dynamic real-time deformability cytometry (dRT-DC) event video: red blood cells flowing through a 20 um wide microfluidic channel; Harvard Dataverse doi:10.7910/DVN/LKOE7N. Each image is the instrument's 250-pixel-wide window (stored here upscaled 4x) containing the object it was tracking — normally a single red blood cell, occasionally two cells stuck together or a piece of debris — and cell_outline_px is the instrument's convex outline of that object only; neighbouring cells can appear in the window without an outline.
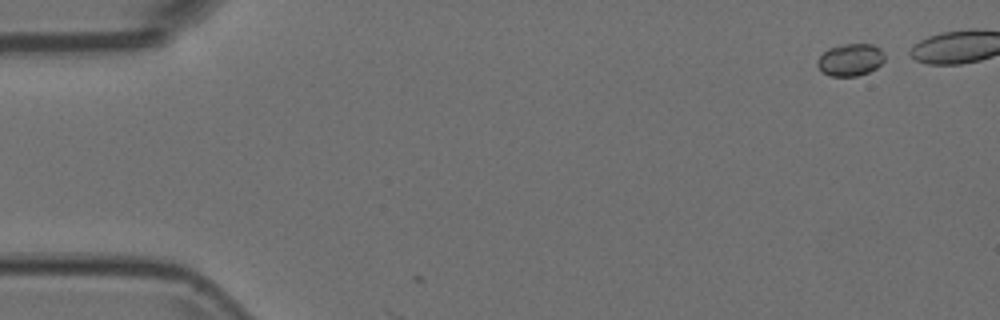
{"species": "Egyptian fruit bat (a non-hibernating species)", "species_latin": "Rousettus aegyptiacus", "temperature_condition": "room temperature", "stored_images_in_passage": 2, "camera_frame_rate_fps": 3000, "um_per_image_px": 0.085, "animal": {"sex": "female"}, "frame": {"image": 1, "passage_image": 2, "time_ms": 0.333, "image_size_px": [1000, 320], "cell_outline_px": [[884, 60], [876, 68], [868, 72], [856, 76], [832, 76], [824, 72], [816, 64], [816, 60], [828, 48], [844, 44], [872, 44], [880, 48], [884, 52]], "centroid_in_image_um": [72.29, 5.07], "position_along_channel_um": 12.7, "area_um2": 12.54}}